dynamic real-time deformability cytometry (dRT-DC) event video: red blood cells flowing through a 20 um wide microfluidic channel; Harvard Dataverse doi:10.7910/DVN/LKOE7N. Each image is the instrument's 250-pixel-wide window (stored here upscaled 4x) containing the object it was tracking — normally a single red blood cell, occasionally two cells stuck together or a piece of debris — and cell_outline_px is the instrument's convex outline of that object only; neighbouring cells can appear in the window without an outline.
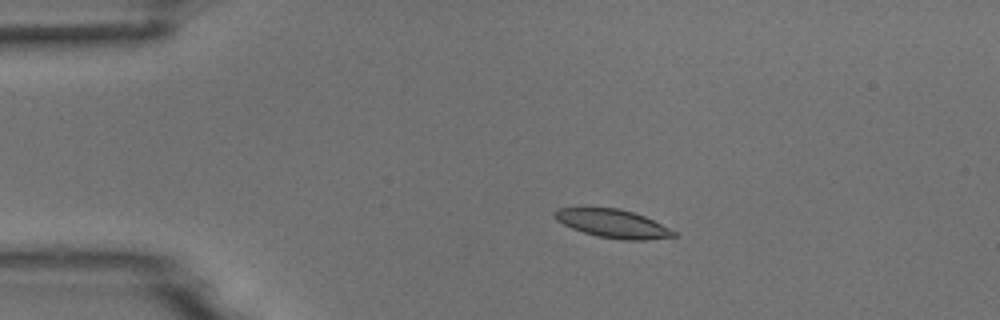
{"species": "common noctule bat (a hibernating species)", "species_latin": "Nyctalus noctula", "temperature_condition": "room temperature", "stored_images_in_passage": 4, "camera_frame_rate_fps": 3000, "um_per_image_px": 0.085, "animal": {"sex": "male", "body_mass_g": 18.8}, "frame": {"image": 1, "passage_image": 3, "time_ms": 3.333, "image_size_px": [1000, 320], "cell_outline_px": [[676, 236], [644, 240], [624, 240], [596, 236], [572, 228], [556, 220], [552, 216], [552, 212], [556, 208], [620, 208], [644, 216], [676, 232]], "centroid_in_image_um": [52.03, 19.0], "position_along_channel_um": 33.0, "area_um2": 19.48}}